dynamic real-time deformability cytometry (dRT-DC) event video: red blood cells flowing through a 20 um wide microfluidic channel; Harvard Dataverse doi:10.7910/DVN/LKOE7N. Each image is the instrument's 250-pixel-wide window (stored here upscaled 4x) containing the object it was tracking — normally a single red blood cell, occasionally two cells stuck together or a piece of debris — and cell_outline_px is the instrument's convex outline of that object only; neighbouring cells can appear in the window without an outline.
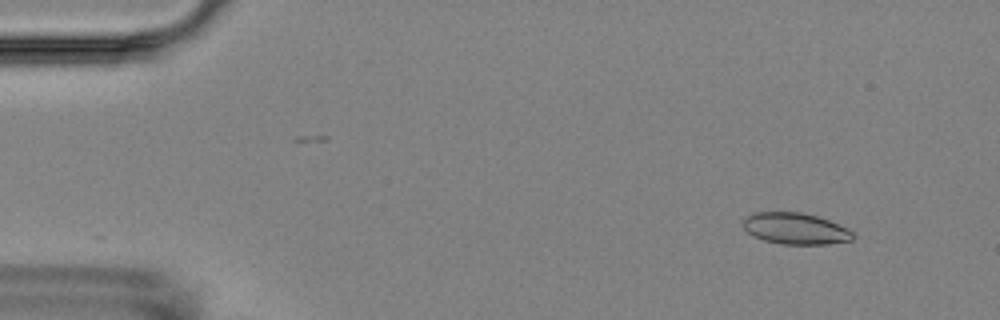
{"species": "Egyptian fruit bat (a non-hibernating species)", "species_latin": "Rousettus aegyptiacus", "temperature_condition": "room temperature", "stored_images_in_passage": 5, "camera_frame_rate_fps": 3000, "um_per_image_px": 0.085, "animal": {"sex": "female"}, "frame": {"image": 1, "passage_image": 1, "time_ms": 0.0, "image_size_px": [1000, 320], "cell_outline_px": [[856, 236], [852, 240], [828, 244], [780, 244], [764, 240], [752, 236], [744, 228], [744, 216], [752, 212], [800, 212], [816, 216], [828, 220], [848, 228], [856, 232]], "centroid_in_image_um": [67.63, 19.43], "position_along_channel_um": 17.4, "area_um2": 20.29}}
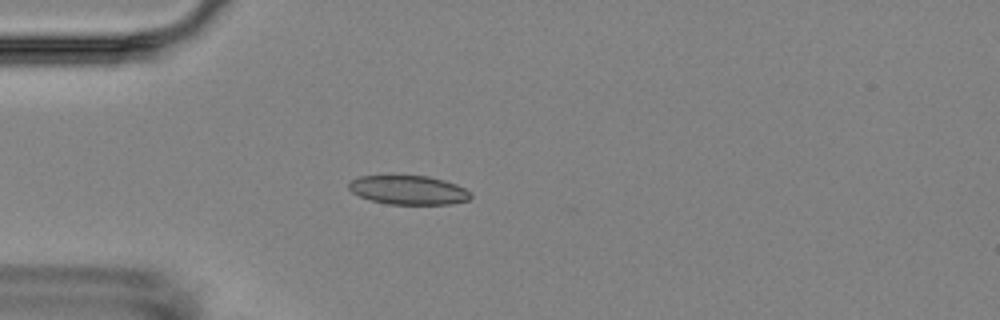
{"frame": {"image": 2, "passage_image": 4, "time_ms": 3.333, "image_size_px": [1000, 320], "cell_outline_px": [[472, 196], [468, 200], [452, 204], [388, 204], [372, 200], [360, 196], [352, 192], [348, 188], [348, 184], [352, 180], [360, 176], [428, 176], [444, 180], [456, 184], [464, 188]], "centroid_in_image_um": [34.72, 16.15], "position_along_channel_um": 50.3, "area_um2": 20.4}}